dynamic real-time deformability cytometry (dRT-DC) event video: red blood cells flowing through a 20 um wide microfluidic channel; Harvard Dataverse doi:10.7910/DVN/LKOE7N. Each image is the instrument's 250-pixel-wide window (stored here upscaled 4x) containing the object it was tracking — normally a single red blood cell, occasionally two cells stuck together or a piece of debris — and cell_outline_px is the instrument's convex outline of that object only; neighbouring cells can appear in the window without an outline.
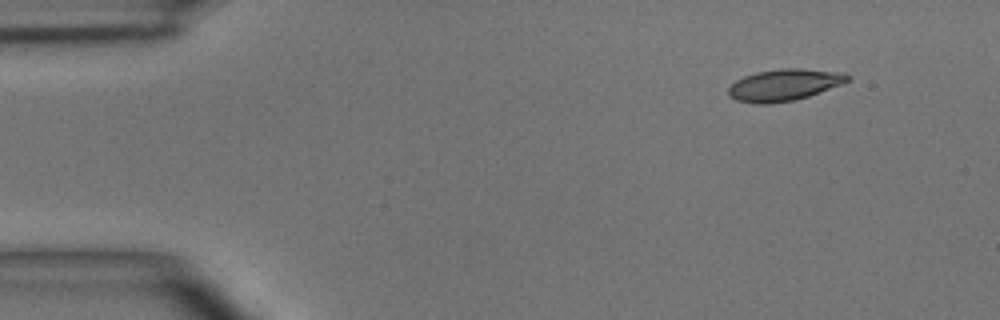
{"species": "common noctule bat (a hibernating species)", "species_latin": "Nyctalus noctula", "temperature_condition": "room temperature", "stored_images_in_passage": 5, "camera_frame_rate_fps": 3000, "um_per_image_px": 0.085, "animal": {"sex": "male", "body_mass_g": 15.6}, "frame": {"image": 1, "passage_image": 1, "time_ms": 0.0, "image_size_px": [1000, 320], "cell_outline_px": [[852, 80], [808, 96], [796, 100], [768, 104], [756, 104], [736, 100], [728, 96], [728, 88], [736, 80], [744, 76], [756, 72], [784, 68], [800, 68], [844, 72], [852, 76]], "centroid_in_image_um": [66.67, 7.21], "position_along_channel_um": 18.3, "area_um2": 22.2}}
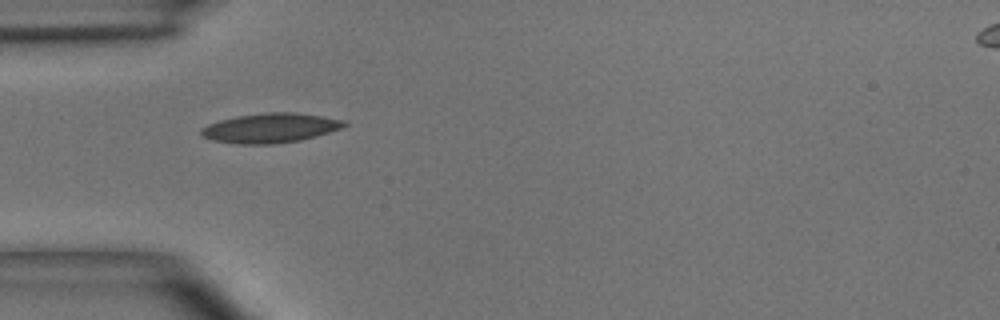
{"frame": {"image": 2, "passage_image": 4, "time_ms": 3.333, "image_size_px": [1000, 320], "cell_outline_px": [[348, 124], [340, 128], [316, 136], [300, 140], [272, 144], [236, 144], [212, 140], [200, 136], [200, 128], [208, 124], [220, 120], [236, 116], [268, 112], [292, 112], [320, 116], [344, 120]], "centroid_in_image_um": [22.92, 10.88], "position_along_channel_um": 62.1, "area_um2": 24.57}}
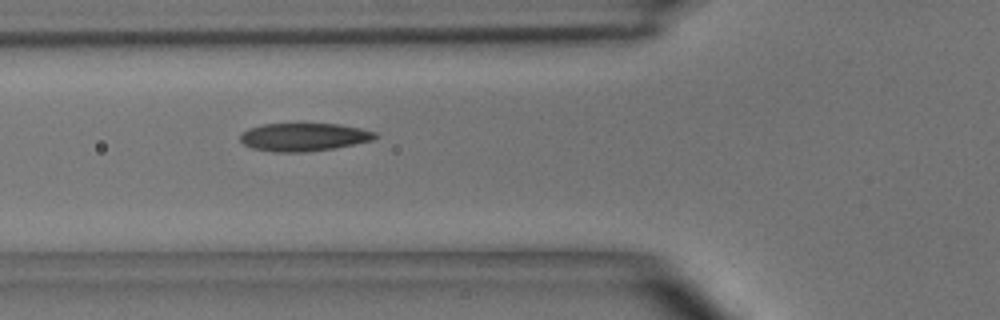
{"frame": {"image": 3, "passage_image": 5, "time_ms": 4.333, "image_size_px": [1000, 320], "cell_outline_px": [[380, 136], [372, 140], [336, 148], [308, 152], [272, 152], [252, 148], [244, 144], [240, 140], [240, 136], [248, 128], [264, 124], [340, 124], [360, 128], [376, 132]], "centroid_in_image_um": [25.85, 11.65], "position_along_channel_um": 100.0, "area_um2": 22.14}}